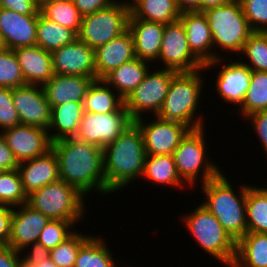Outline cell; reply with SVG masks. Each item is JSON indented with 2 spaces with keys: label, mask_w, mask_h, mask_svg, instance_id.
<instances>
[{
  "label": "cell",
  "mask_w": 267,
  "mask_h": 267,
  "mask_svg": "<svg viewBox=\"0 0 267 267\" xmlns=\"http://www.w3.org/2000/svg\"><path fill=\"white\" fill-rule=\"evenodd\" d=\"M103 80L97 79L89 86L83 101L84 112L110 113L118 111L124 105V99L112 92V88Z\"/></svg>",
  "instance_id": "obj_30"
},
{
  "label": "cell",
  "mask_w": 267,
  "mask_h": 267,
  "mask_svg": "<svg viewBox=\"0 0 267 267\" xmlns=\"http://www.w3.org/2000/svg\"><path fill=\"white\" fill-rule=\"evenodd\" d=\"M38 15H22L0 8V35L7 49L36 45Z\"/></svg>",
  "instance_id": "obj_19"
},
{
  "label": "cell",
  "mask_w": 267,
  "mask_h": 267,
  "mask_svg": "<svg viewBox=\"0 0 267 267\" xmlns=\"http://www.w3.org/2000/svg\"><path fill=\"white\" fill-rule=\"evenodd\" d=\"M90 237L80 246L74 267H118L102 237Z\"/></svg>",
  "instance_id": "obj_34"
},
{
  "label": "cell",
  "mask_w": 267,
  "mask_h": 267,
  "mask_svg": "<svg viewBox=\"0 0 267 267\" xmlns=\"http://www.w3.org/2000/svg\"><path fill=\"white\" fill-rule=\"evenodd\" d=\"M89 237L75 229L68 238L50 250L49 258L57 267H74L78 250Z\"/></svg>",
  "instance_id": "obj_39"
},
{
  "label": "cell",
  "mask_w": 267,
  "mask_h": 267,
  "mask_svg": "<svg viewBox=\"0 0 267 267\" xmlns=\"http://www.w3.org/2000/svg\"><path fill=\"white\" fill-rule=\"evenodd\" d=\"M83 112V103L76 102H68L51 108V122L48 128L51 141L76 137ZM50 129L51 131L55 129L54 133L50 134Z\"/></svg>",
  "instance_id": "obj_27"
},
{
  "label": "cell",
  "mask_w": 267,
  "mask_h": 267,
  "mask_svg": "<svg viewBox=\"0 0 267 267\" xmlns=\"http://www.w3.org/2000/svg\"><path fill=\"white\" fill-rule=\"evenodd\" d=\"M232 267H267V233L247 232L236 242Z\"/></svg>",
  "instance_id": "obj_28"
},
{
  "label": "cell",
  "mask_w": 267,
  "mask_h": 267,
  "mask_svg": "<svg viewBox=\"0 0 267 267\" xmlns=\"http://www.w3.org/2000/svg\"><path fill=\"white\" fill-rule=\"evenodd\" d=\"M48 130L24 124L1 132L18 163L39 157L52 149Z\"/></svg>",
  "instance_id": "obj_15"
},
{
  "label": "cell",
  "mask_w": 267,
  "mask_h": 267,
  "mask_svg": "<svg viewBox=\"0 0 267 267\" xmlns=\"http://www.w3.org/2000/svg\"><path fill=\"white\" fill-rule=\"evenodd\" d=\"M259 137L262 148L267 155V110L258 111L246 117ZM267 158V156H266Z\"/></svg>",
  "instance_id": "obj_45"
},
{
  "label": "cell",
  "mask_w": 267,
  "mask_h": 267,
  "mask_svg": "<svg viewBox=\"0 0 267 267\" xmlns=\"http://www.w3.org/2000/svg\"><path fill=\"white\" fill-rule=\"evenodd\" d=\"M199 72L201 70L177 72L172 77L162 108L156 115L158 118L182 123L191 130L204 127L203 117L195 118L204 85Z\"/></svg>",
  "instance_id": "obj_4"
},
{
  "label": "cell",
  "mask_w": 267,
  "mask_h": 267,
  "mask_svg": "<svg viewBox=\"0 0 267 267\" xmlns=\"http://www.w3.org/2000/svg\"><path fill=\"white\" fill-rule=\"evenodd\" d=\"M12 99L20 124L48 130L51 108L42 86L25 84L12 89Z\"/></svg>",
  "instance_id": "obj_14"
},
{
  "label": "cell",
  "mask_w": 267,
  "mask_h": 267,
  "mask_svg": "<svg viewBox=\"0 0 267 267\" xmlns=\"http://www.w3.org/2000/svg\"><path fill=\"white\" fill-rule=\"evenodd\" d=\"M181 217L206 254L218 259L225 266L232 267L236 256V241L203 204Z\"/></svg>",
  "instance_id": "obj_5"
},
{
  "label": "cell",
  "mask_w": 267,
  "mask_h": 267,
  "mask_svg": "<svg viewBox=\"0 0 267 267\" xmlns=\"http://www.w3.org/2000/svg\"><path fill=\"white\" fill-rule=\"evenodd\" d=\"M17 169L27 196L60 180L59 162L53 149L39 157L20 162Z\"/></svg>",
  "instance_id": "obj_20"
},
{
  "label": "cell",
  "mask_w": 267,
  "mask_h": 267,
  "mask_svg": "<svg viewBox=\"0 0 267 267\" xmlns=\"http://www.w3.org/2000/svg\"><path fill=\"white\" fill-rule=\"evenodd\" d=\"M145 159L143 135L133 122L117 139L103 148L106 194H112L141 177Z\"/></svg>",
  "instance_id": "obj_2"
},
{
  "label": "cell",
  "mask_w": 267,
  "mask_h": 267,
  "mask_svg": "<svg viewBox=\"0 0 267 267\" xmlns=\"http://www.w3.org/2000/svg\"><path fill=\"white\" fill-rule=\"evenodd\" d=\"M240 109V113L245 117L267 110V72L253 71L250 86Z\"/></svg>",
  "instance_id": "obj_36"
},
{
  "label": "cell",
  "mask_w": 267,
  "mask_h": 267,
  "mask_svg": "<svg viewBox=\"0 0 267 267\" xmlns=\"http://www.w3.org/2000/svg\"><path fill=\"white\" fill-rule=\"evenodd\" d=\"M84 197L74 186L58 180L28 195L27 204L50 219L78 222L87 211Z\"/></svg>",
  "instance_id": "obj_6"
},
{
  "label": "cell",
  "mask_w": 267,
  "mask_h": 267,
  "mask_svg": "<svg viewBox=\"0 0 267 267\" xmlns=\"http://www.w3.org/2000/svg\"><path fill=\"white\" fill-rule=\"evenodd\" d=\"M179 20L184 26L190 50L204 64L203 70L220 65L224 59L211 50L213 38L206 15L198 11L182 12Z\"/></svg>",
  "instance_id": "obj_16"
},
{
  "label": "cell",
  "mask_w": 267,
  "mask_h": 267,
  "mask_svg": "<svg viewBox=\"0 0 267 267\" xmlns=\"http://www.w3.org/2000/svg\"><path fill=\"white\" fill-rule=\"evenodd\" d=\"M26 84L43 86L54 75L52 54L38 45L13 50Z\"/></svg>",
  "instance_id": "obj_25"
},
{
  "label": "cell",
  "mask_w": 267,
  "mask_h": 267,
  "mask_svg": "<svg viewBox=\"0 0 267 267\" xmlns=\"http://www.w3.org/2000/svg\"><path fill=\"white\" fill-rule=\"evenodd\" d=\"M247 185V232L267 233V188Z\"/></svg>",
  "instance_id": "obj_33"
},
{
  "label": "cell",
  "mask_w": 267,
  "mask_h": 267,
  "mask_svg": "<svg viewBox=\"0 0 267 267\" xmlns=\"http://www.w3.org/2000/svg\"><path fill=\"white\" fill-rule=\"evenodd\" d=\"M0 8L8 9L22 15H38L40 7L35 0H0Z\"/></svg>",
  "instance_id": "obj_44"
},
{
  "label": "cell",
  "mask_w": 267,
  "mask_h": 267,
  "mask_svg": "<svg viewBox=\"0 0 267 267\" xmlns=\"http://www.w3.org/2000/svg\"><path fill=\"white\" fill-rule=\"evenodd\" d=\"M25 84L14 51L6 48L0 52V87L13 89Z\"/></svg>",
  "instance_id": "obj_40"
},
{
  "label": "cell",
  "mask_w": 267,
  "mask_h": 267,
  "mask_svg": "<svg viewBox=\"0 0 267 267\" xmlns=\"http://www.w3.org/2000/svg\"><path fill=\"white\" fill-rule=\"evenodd\" d=\"M213 38V48L220 47L229 53H241L245 42L253 33L243 14L239 0L203 12Z\"/></svg>",
  "instance_id": "obj_7"
},
{
  "label": "cell",
  "mask_w": 267,
  "mask_h": 267,
  "mask_svg": "<svg viewBox=\"0 0 267 267\" xmlns=\"http://www.w3.org/2000/svg\"><path fill=\"white\" fill-rule=\"evenodd\" d=\"M52 0H35L36 4L41 7L44 3L49 2Z\"/></svg>",
  "instance_id": "obj_56"
},
{
  "label": "cell",
  "mask_w": 267,
  "mask_h": 267,
  "mask_svg": "<svg viewBox=\"0 0 267 267\" xmlns=\"http://www.w3.org/2000/svg\"><path fill=\"white\" fill-rule=\"evenodd\" d=\"M18 267H43V261L39 264H32V263L25 261L21 255Z\"/></svg>",
  "instance_id": "obj_53"
},
{
  "label": "cell",
  "mask_w": 267,
  "mask_h": 267,
  "mask_svg": "<svg viewBox=\"0 0 267 267\" xmlns=\"http://www.w3.org/2000/svg\"><path fill=\"white\" fill-rule=\"evenodd\" d=\"M21 253L8 244H0V267H18Z\"/></svg>",
  "instance_id": "obj_49"
},
{
  "label": "cell",
  "mask_w": 267,
  "mask_h": 267,
  "mask_svg": "<svg viewBox=\"0 0 267 267\" xmlns=\"http://www.w3.org/2000/svg\"><path fill=\"white\" fill-rule=\"evenodd\" d=\"M39 11L44 17L73 30L78 35L83 16L72 0H52L44 3Z\"/></svg>",
  "instance_id": "obj_35"
},
{
  "label": "cell",
  "mask_w": 267,
  "mask_h": 267,
  "mask_svg": "<svg viewBox=\"0 0 267 267\" xmlns=\"http://www.w3.org/2000/svg\"><path fill=\"white\" fill-rule=\"evenodd\" d=\"M6 49L5 43L3 38L0 35V52L4 51Z\"/></svg>",
  "instance_id": "obj_55"
},
{
  "label": "cell",
  "mask_w": 267,
  "mask_h": 267,
  "mask_svg": "<svg viewBox=\"0 0 267 267\" xmlns=\"http://www.w3.org/2000/svg\"><path fill=\"white\" fill-rule=\"evenodd\" d=\"M152 118L156 119L150 123L143 118L134 121L143 135L146 155H172L191 129L182 123Z\"/></svg>",
  "instance_id": "obj_13"
},
{
  "label": "cell",
  "mask_w": 267,
  "mask_h": 267,
  "mask_svg": "<svg viewBox=\"0 0 267 267\" xmlns=\"http://www.w3.org/2000/svg\"><path fill=\"white\" fill-rule=\"evenodd\" d=\"M0 205V244H7L10 237L13 207Z\"/></svg>",
  "instance_id": "obj_48"
},
{
  "label": "cell",
  "mask_w": 267,
  "mask_h": 267,
  "mask_svg": "<svg viewBox=\"0 0 267 267\" xmlns=\"http://www.w3.org/2000/svg\"><path fill=\"white\" fill-rule=\"evenodd\" d=\"M134 58V40L127 29L115 39L95 49L96 80L103 79L112 70Z\"/></svg>",
  "instance_id": "obj_21"
},
{
  "label": "cell",
  "mask_w": 267,
  "mask_h": 267,
  "mask_svg": "<svg viewBox=\"0 0 267 267\" xmlns=\"http://www.w3.org/2000/svg\"><path fill=\"white\" fill-rule=\"evenodd\" d=\"M180 15L175 0H137L130 6L129 18L168 24L179 20Z\"/></svg>",
  "instance_id": "obj_29"
},
{
  "label": "cell",
  "mask_w": 267,
  "mask_h": 267,
  "mask_svg": "<svg viewBox=\"0 0 267 267\" xmlns=\"http://www.w3.org/2000/svg\"><path fill=\"white\" fill-rule=\"evenodd\" d=\"M137 0H132V2L130 1V2H127L126 0H125V5L126 6H128V7H130L134 2H136Z\"/></svg>",
  "instance_id": "obj_57"
},
{
  "label": "cell",
  "mask_w": 267,
  "mask_h": 267,
  "mask_svg": "<svg viewBox=\"0 0 267 267\" xmlns=\"http://www.w3.org/2000/svg\"><path fill=\"white\" fill-rule=\"evenodd\" d=\"M241 54L250 61L243 63L251 71L267 72V32H253L245 42Z\"/></svg>",
  "instance_id": "obj_38"
},
{
  "label": "cell",
  "mask_w": 267,
  "mask_h": 267,
  "mask_svg": "<svg viewBox=\"0 0 267 267\" xmlns=\"http://www.w3.org/2000/svg\"><path fill=\"white\" fill-rule=\"evenodd\" d=\"M78 35L71 29L61 26L40 12L37 19L36 45L47 52H53L73 42Z\"/></svg>",
  "instance_id": "obj_32"
},
{
  "label": "cell",
  "mask_w": 267,
  "mask_h": 267,
  "mask_svg": "<svg viewBox=\"0 0 267 267\" xmlns=\"http://www.w3.org/2000/svg\"><path fill=\"white\" fill-rule=\"evenodd\" d=\"M252 74L253 71L241 59L229 64L226 63L219 70L215 79L217 81V91L221 99L223 98L224 102L227 101L231 104L233 103V105H242L250 86Z\"/></svg>",
  "instance_id": "obj_22"
},
{
  "label": "cell",
  "mask_w": 267,
  "mask_h": 267,
  "mask_svg": "<svg viewBox=\"0 0 267 267\" xmlns=\"http://www.w3.org/2000/svg\"><path fill=\"white\" fill-rule=\"evenodd\" d=\"M143 178L152 183L169 187H182L185 184L180 178L172 155H146Z\"/></svg>",
  "instance_id": "obj_31"
},
{
  "label": "cell",
  "mask_w": 267,
  "mask_h": 267,
  "mask_svg": "<svg viewBox=\"0 0 267 267\" xmlns=\"http://www.w3.org/2000/svg\"><path fill=\"white\" fill-rule=\"evenodd\" d=\"M75 223L78 222L51 219L42 229L37 242L49 250L54 249L74 232Z\"/></svg>",
  "instance_id": "obj_41"
},
{
  "label": "cell",
  "mask_w": 267,
  "mask_h": 267,
  "mask_svg": "<svg viewBox=\"0 0 267 267\" xmlns=\"http://www.w3.org/2000/svg\"><path fill=\"white\" fill-rule=\"evenodd\" d=\"M179 11L182 12H201V0H175Z\"/></svg>",
  "instance_id": "obj_51"
},
{
  "label": "cell",
  "mask_w": 267,
  "mask_h": 267,
  "mask_svg": "<svg viewBox=\"0 0 267 267\" xmlns=\"http://www.w3.org/2000/svg\"><path fill=\"white\" fill-rule=\"evenodd\" d=\"M207 197L202 204L215 216L222 227L237 242L247 233L246 196L247 184L240 187L239 195L235 194L233 185L221 172L215 178L202 184Z\"/></svg>",
  "instance_id": "obj_3"
},
{
  "label": "cell",
  "mask_w": 267,
  "mask_h": 267,
  "mask_svg": "<svg viewBox=\"0 0 267 267\" xmlns=\"http://www.w3.org/2000/svg\"><path fill=\"white\" fill-rule=\"evenodd\" d=\"M82 16L92 14L108 7L114 0H72Z\"/></svg>",
  "instance_id": "obj_47"
},
{
  "label": "cell",
  "mask_w": 267,
  "mask_h": 267,
  "mask_svg": "<svg viewBox=\"0 0 267 267\" xmlns=\"http://www.w3.org/2000/svg\"><path fill=\"white\" fill-rule=\"evenodd\" d=\"M147 63L151 62L136 57L112 70L103 80L125 100L150 71Z\"/></svg>",
  "instance_id": "obj_26"
},
{
  "label": "cell",
  "mask_w": 267,
  "mask_h": 267,
  "mask_svg": "<svg viewBox=\"0 0 267 267\" xmlns=\"http://www.w3.org/2000/svg\"><path fill=\"white\" fill-rule=\"evenodd\" d=\"M203 128L190 130L172 154L180 178L190 187H195L198 177L204 184L222 172L214 162L205 158L207 149L204 137L206 133ZM199 173L201 177L198 176Z\"/></svg>",
  "instance_id": "obj_8"
},
{
  "label": "cell",
  "mask_w": 267,
  "mask_h": 267,
  "mask_svg": "<svg viewBox=\"0 0 267 267\" xmlns=\"http://www.w3.org/2000/svg\"><path fill=\"white\" fill-rule=\"evenodd\" d=\"M27 199L18 169L0 171V205L17 207Z\"/></svg>",
  "instance_id": "obj_37"
},
{
  "label": "cell",
  "mask_w": 267,
  "mask_h": 267,
  "mask_svg": "<svg viewBox=\"0 0 267 267\" xmlns=\"http://www.w3.org/2000/svg\"><path fill=\"white\" fill-rule=\"evenodd\" d=\"M19 124L18 113L13 104L12 89L0 87V130L12 128Z\"/></svg>",
  "instance_id": "obj_43"
},
{
  "label": "cell",
  "mask_w": 267,
  "mask_h": 267,
  "mask_svg": "<svg viewBox=\"0 0 267 267\" xmlns=\"http://www.w3.org/2000/svg\"><path fill=\"white\" fill-rule=\"evenodd\" d=\"M51 54L54 74L84 76L96 80L95 49L79 38Z\"/></svg>",
  "instance_id": "obj_17"
},
{
  "label": "cell",
  "mask_w": 267,
  "mask_h": 267,
  "mask_svg": "<svg viewBox=\"0 0 267 267\" xmlns=\"http://www.w3.org/2000/svg\"><path fill=\"white\" fill-rule=\"evenodd\" d=\"M176 73L174 70L162 68L154 72L148 71L141 84L124 100L125 108L133 122L142 118L143 113L147 111H153L154 116L158 114L168 93L171 79Z\"/></svg>",
  "instance_id": "obj_10"
},
{
  "label": "cell",
  "mask_w": 267,
  "mask_h": 267,
  "mask_svg": "<svg viewBox=\"0 0 267 267\" xmlns=\"http://www.w3.org/2000/svg\"><path fill=\"white\" fill-rule=\"evenodd\" d=\"M165 24L146 21L138 18L128 19V30L134 40L135 56L141 60L157 61L164 32Z\"/></svg>",
  "instance_id": "obj_24"
},
{
  "label": "cell",
  "mask_w": 267,
  "mask_h": 267,
  "mask_svg": "<svg viewBox=\"0 0 267 267\" xmlns=\"http://www.w3.org/2000/svg\"><path fill=\"white\" fill-rule=\"evenodd\" d=\"M43 267H57V266L49 258L48 260L43 261Z\"/></svg>",
  "instance_id": "obj_54"
},
{
  "label": "cell",
  "mask_w": 267,
  "mask_h": 267,
  "mask_svg": "<svg viewBox=\"0 0 267 267\" xmlns=\"http://www.w3.org/2000/svg\"><path fill=\"white\" fill-rule=\"evenodd\" d=\"M118 1L114 0L108 7L83 16L78 38L90 48L96 49L128 29L130 7Z\"/></svg>",
  "instance_id": "obj_9"
},
{
  "label": "cell",
  "mask_w": 267,
  "mask_h": 267,
  "mask_svg": "<svg viewBox=\"0 0 267 267\" xmlns=\"http://www.w3.org/2000/svg\"><path fill=\"white\" fill-rule=\"evenodd\" d=\"M19 163L15 159L13 152L7 146L5 138L0 131V171L17 169Z\"/></svg>",
  "instance_id": "obj_46"
},
{
  "label": "cell",
  "mask_w": 267,
  "mask_h": 267,
  "mask_svg": "<svg viewBox=\"0 0 267 267\" xmlns=\"http://www.w3.org/2000/svg\"><path fill=\"white\" fill-rule=\"evenodd\" d=\"M93 78L54 74L42 87L50 108L68 102L83 103Z\"/></svg>",
  "instance_id": "obj_23"
},
{
  "label": "cell",
  "mask_w": 267,
  "mask_h": 267,
  "mask_svg": "<svg viewBox=\"0 0 267 267\" xmlns=\"http://www.w3.org/2000/svg\"><path fill=\"white\" fill-rule=\"evenodd\" d=\"M253 32H267V0H239Z\"/></svg>",
  "instance_id": "obj_42"
},
{
  "label": "cell",
  "mask_w": 267,
  "mask_h": 267,
  "mask_svg": "<svg viewBox=\"0 0 267 267\" xmlns=\"http://www.w3.org/2000/svg\"><path fill=\"white\" fill-rule=\"evenodd\" d=\"M132 123L125 105L118 111L110 113L83 112L76 138L103 149L117 139Z\"/></svg>",
  "instance_id": "obj_11"
},
{
  "label": "cell",
  "mask_w": 267,
  "mask_h": 267,
  "mask_svg": "<svg viewBox=\"0 0 267 267\" xmlns=\"http://www.w3.org/2000/svg\"><path fill=\"white\" fill-rule=\"evenodd\" d=\"M30 246H32V248L30 247L31 251L26 252V256L23 258L25 261L32 264H39L42 261L49 259L50 250L45 248L42 244L36 242L30 244Z\"/></svg>",
  "instance_id": "obj_50"
},
{
  "label": "cell",
  "mask_w": 267,
  "mask_h": 267,
  "mask_svg": "<svg viewBox=\"0 0 267 267\" xmlns=\"http://www.w3.org/2000/svg\"><path fill=\"white\" fill-rule=\"evenodd\" d=\"M158 60L163 69L176 72L202 70L204 64L192 53L187 42V35L180 20L165 24L163 40Z\"/></svg>",
  "instance_id": "obj_12"
},
{
  "label": "cell",
  "mask_w": 267,
  "mask_h": 267,
  "mask_svg": "<svg viewBox=\"0 0 267 267\" xmlns=\"http://www.w3.org/2000/svg\"><path fill=\"white\" fill-rule=\"evenodd\" d=\"M52 149L59 162L60 180L83 195L94 188L106 195L102 148L73 137L52 142Z\"/></svg>",
  "instance_id": "obj_1"
},
{
  "label": "cell",
  "mask_w": 267,
  "mask_h": 267,
  "mask_svg": "<svg viewBox=\"0 0 267 267\" xmlns=\"http://www.w3.org/2000/svg\"><path fill=\"white\" fill-rule=\"evenodd\" d=\"M13 208L17 210L13 209L7 244L15 251L23 253L30 244L38 241L42 229L51 219L27 203Z\"/></svg>",
  "instance_id": "obj_18"
},
{
  "label": "cell",
  "mask_w": 267,
  "mask_h": 267,
  "mask_svg": "<svg viewBox=\"0 0 267 267\" xmlns=\"http://www.w3.org/2000/svg\"><path fill=\"white\" fill-rule=\"evenodd\" d=\"M232 1L234 0H201V12H204L211 8L229 4Z\"/></svg>",
  "instance_id": "obj_52"
}]
</instances>
